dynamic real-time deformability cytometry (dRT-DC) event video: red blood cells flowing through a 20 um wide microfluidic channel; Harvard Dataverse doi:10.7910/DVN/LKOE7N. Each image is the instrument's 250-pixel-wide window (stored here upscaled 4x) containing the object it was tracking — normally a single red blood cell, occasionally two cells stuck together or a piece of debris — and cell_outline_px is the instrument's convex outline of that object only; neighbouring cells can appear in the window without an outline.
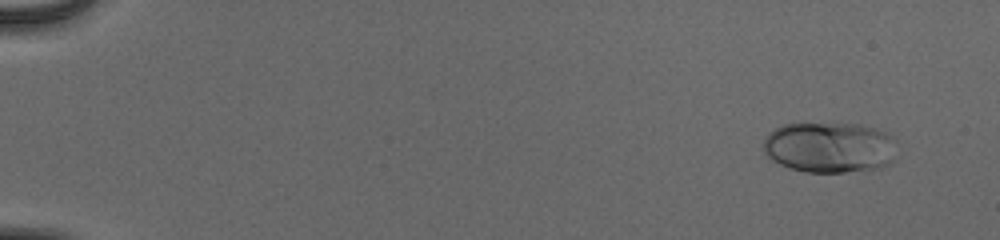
{"species": "human", "species_latin": "Homo sapiens", "temperature_condition": "cold", "stored_images_in_passage": 51, "camera_frame_rate_fps": 3000, "um_per_image_px": 0.085, "donor": {"sex": "male"}, "frame": {"image": 1, "passage_image": 1, "time_ms": 0.0, "image_size_px": [1000, 240], "cell_outline_px": [[892, 160], [888, 164], [876, 168], [844, 172], [804, 172], [788, 168], [772, 160], [764, 152], [764, 140], [768, 132], [784, 124], [856, 124], [872, 128], [884, 132], [888, 136]], "centroid_in_image_um": [70.37, 12.54], "position_along_channel_um": 14.6, "area_um2": 38.49}}
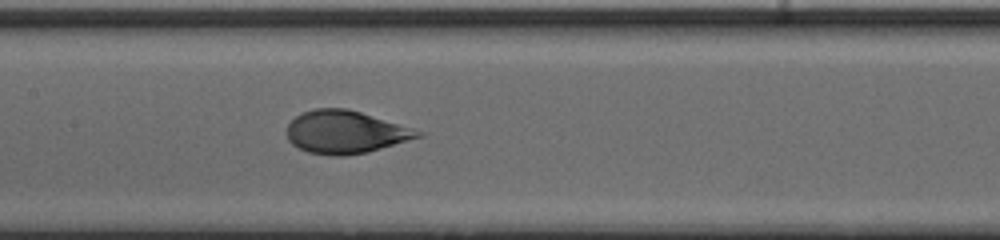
{"frame": {"image": 2, "passage_image": 26, "time_ms": 8.333, "image_size_px": [1000, 240], "cell_outline_px": [[424, 136], [368, 152], [344, 156], [332, 156], [308, 152], [292, 144], [288, 140], [288, 124], [296, 116], [304, 112], [316, 108], [348, 108], [424, 132]], "centroid_in_image_um": [29.37, 11.23], "position_along_channel_um": 178.0, "area_um2": 32.48}}
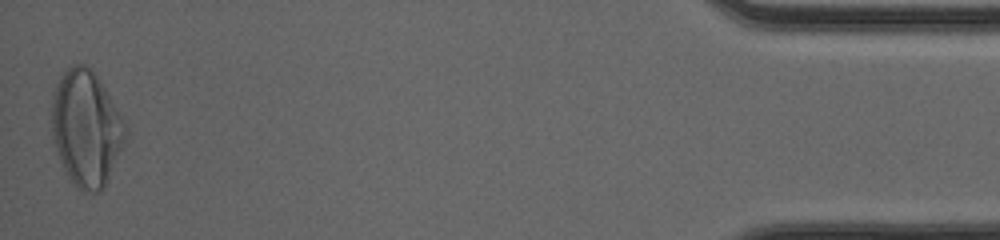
{"frame": {"image": 3, "passage_image": 51, "time_ms": 16.667, "image_size_px": [1000, 240], "cell_outline_px": [[128, 132], [124, 144], [104, 188], [100, 192], [84, 192], [68, 176], [64, 168], [52, 136], [52, 96], [60, 76], [68, 68], [76, 64], [84, 64], [96, 76], [124, 120]], "centroid_in_image_um": [7.34, 10.92], "position_along_channel_um": 427.9, "area_um2": 48.9}, "authors_computed_cell_mechanics": {"area_um2": 34.391, "velocity_mm_per_s": 3.9241, "shape_relaxation_time_tau1_ms": 4.0508, "shape_relaxation_time_tau2_ms": null, "deformation_change_tau1": 0.18, "deformation_change_tau2": null}}